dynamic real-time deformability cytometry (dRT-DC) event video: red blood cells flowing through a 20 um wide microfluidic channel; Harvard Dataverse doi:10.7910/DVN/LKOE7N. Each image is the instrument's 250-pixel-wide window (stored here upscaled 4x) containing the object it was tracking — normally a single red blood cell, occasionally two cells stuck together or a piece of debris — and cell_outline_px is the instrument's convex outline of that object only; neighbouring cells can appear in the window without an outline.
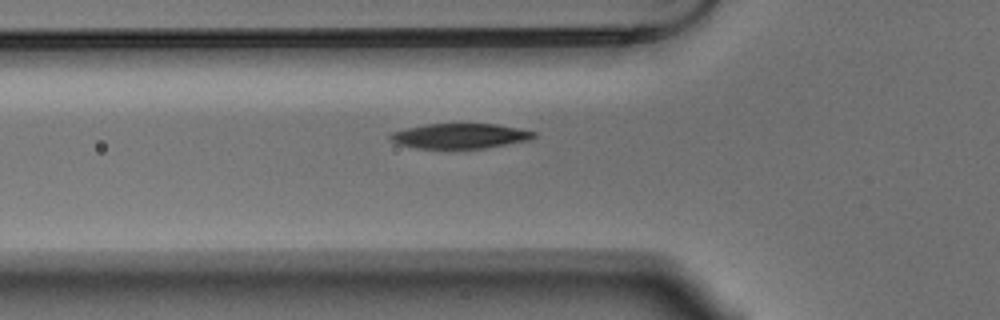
{"species": "Egyptian fruit bat (a non-hibernating species)", "species_latin": "Rousettus aegyptiacus", "temperature_condition": "warm", "stored_images_in_passage": 41, "camera_frame_rate_fps": 3000, "um_per_image_px": 0.085, "animal": {"sex": "male"}, "frame": {"image": 1, "passage_image": 10, "time_ms": 3.0, "image_size_px": [1000, 320], "cell_outline_px": [[536, 136], [532, 140], [484, 148], [416, 148], [396, 144], [388, 136], [392, 132], [408, 128], [428, 124], [496, 124], [536, 132]], "centroid_in_image_um": [39.12, 11.56], "position_along_channel_um": 86.7, "area_um2": 20.81}}
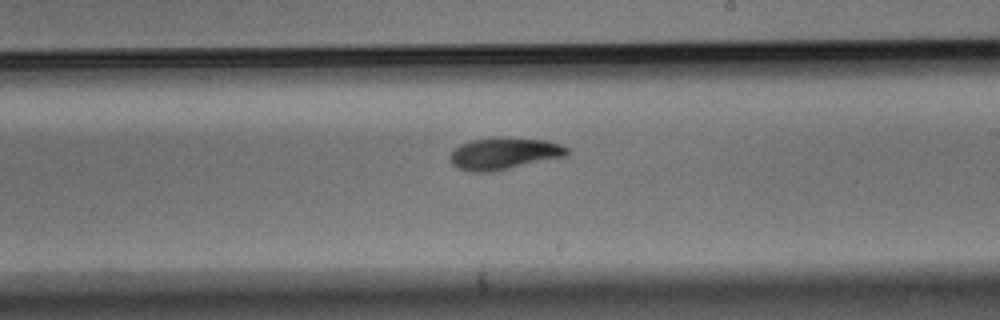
{"frame": {"image": 2, "passage_image": 23, "time_ms": 7.333, "image_size_px": [1000, 320], "cell_outline_px": [[568, 152], [564, 156], [492, 172], [472, 172], [456, 168], [448, 160], [448, 156], [460, 144], [472, 140], [500, 136], [548, 140], [560, 144], [568, 148]], "centroid_in_image_um": [42.79, 13.04], "position_along_channel_um": 246.2, "area_um2": 21.91}}
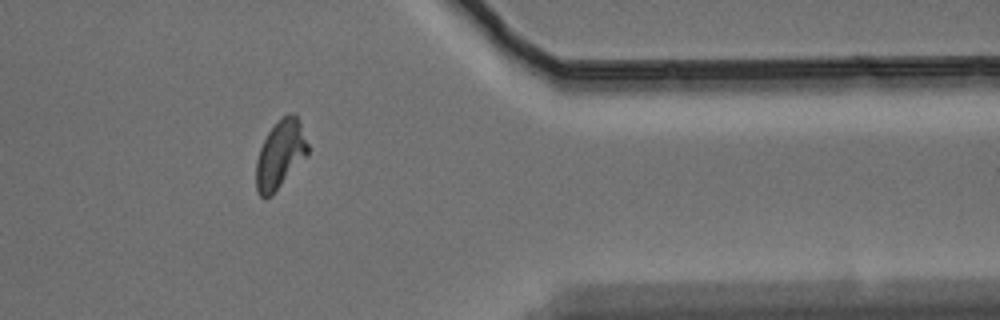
{"frame": {"image": 3, "passage_image": 36, "time_ms": 11.667, "image_size_px": [1000, 320], "cell_outline_px": [[308, 156], [272, 196], [264, 200], [260, 196], [256, 188], [256, 160], [260, 148], [268, 132], [288, 112], [292, 112], [300, 120], [308, 144]], "centroid_in_image_um": [23.83, 13.17], "position_along_channel_um": 387.6, "area_um2": 20.75}}